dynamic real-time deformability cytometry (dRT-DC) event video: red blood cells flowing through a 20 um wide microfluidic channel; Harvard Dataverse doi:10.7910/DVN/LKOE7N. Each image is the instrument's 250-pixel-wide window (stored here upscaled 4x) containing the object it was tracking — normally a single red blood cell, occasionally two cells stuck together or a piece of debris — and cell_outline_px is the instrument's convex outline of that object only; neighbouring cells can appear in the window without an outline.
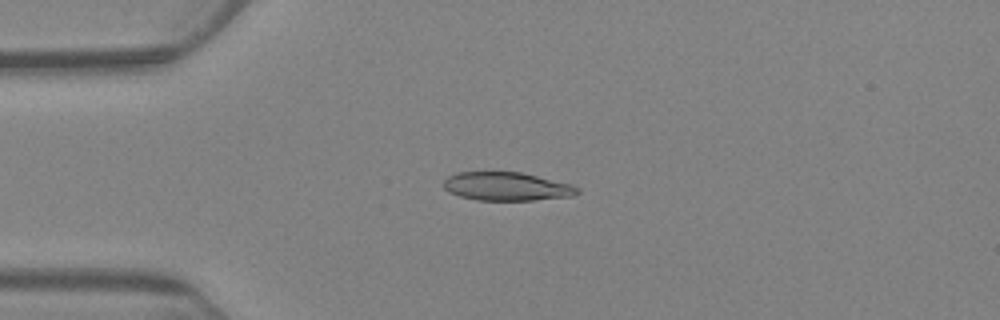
{"species": "Egyptian fruit bat (a non-hibernating species)", "species_latin": "Rousettus aegyptiacus", "temperature_condition": "warm", "stored_images_in_passage": 6, "camera_frame_rate_fps": 3000, "um_per_image_px": 0.085, "animal": {"sex": "female"}, "frame": {"image": 1, "passage_image": 4, "time_ms": 3.667, "image_size_px": [1000, 320], "cell_outline_px": [[580, 192], [572, 196], [532, 200], [476, 200], [460, 196], [448, 192], [444, 188], [444, 180], [448, 176], [456, 172], [520, 172], [572, 184], [580, 188]], "centroid_in_image_um": [43.07, 15.85], "position_along_channel_um": 41.9, "area_um2": 22.2}}
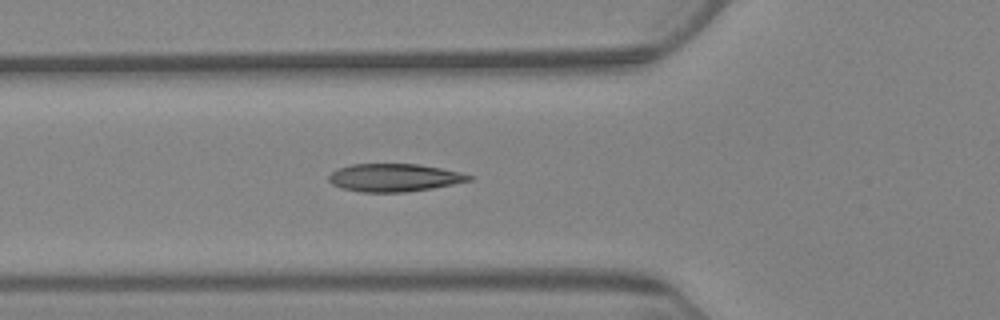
{"frame": {"image": 2, "passage_image": 6, "time_ms": 6.0, "image_size_px": [1000, 320], "cell_outline_px": [[472, 180], [432, 188], [404, 192], [360, 192], [340, 188], [332, 184], [328, 180], [328, 176], [336, 168], [352, 164], [420, 164], [460, 172], [472, 176]], "centroid_in_image_um": [33.46, 15.1], "position_along_channel_um": 92.3, "area_um2": 22.77}}